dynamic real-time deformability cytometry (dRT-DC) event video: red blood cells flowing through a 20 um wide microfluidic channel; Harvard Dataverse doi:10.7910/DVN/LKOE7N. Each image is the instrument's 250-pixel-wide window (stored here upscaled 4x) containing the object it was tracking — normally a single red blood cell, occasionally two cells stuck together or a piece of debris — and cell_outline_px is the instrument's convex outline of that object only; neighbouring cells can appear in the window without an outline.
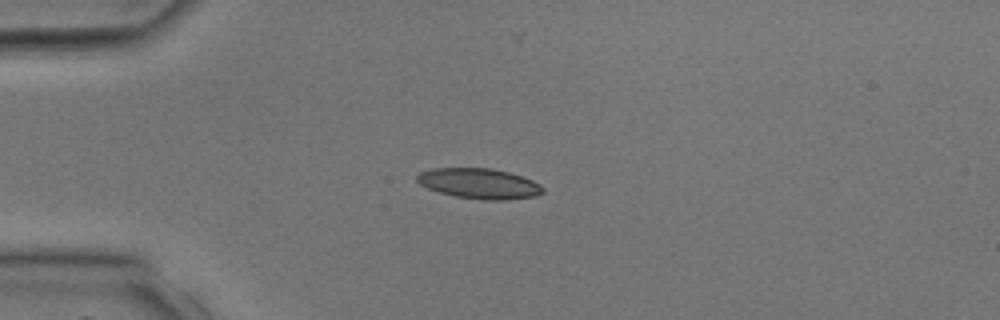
{"species": "common noctule bat (a hibernating species)", "species_latin": "Nyctalus noctula", "temperature_condition": "room temperature", "stored_images_in_passage": 36, "camera_frame_rate_fps": 3000, "um_per_image_px": 0.085, "animal": {"sex": "male", "body_mass_g": 17.9, "forearm_length_mm": 54.2}, "frame": {"image": 1, "passage_image": 8, "time_ms": 2.333, "image_size_px": [1000, 320], "cell_outline_px": [[544, 192], [536, 196], [504, 200], [480, 200], [456, 196], [440, 192], [428, 188], [420, 184], [416, 180], [416, 176], [420, 172], [432, 168], [492, 168], [508, 172], [532, 180], [540, 184], [544, 188]], "centroid_in_image_um": [40.74, 15.6], "position_along_channel_um": 44.3, "area_um2": 22.25}}
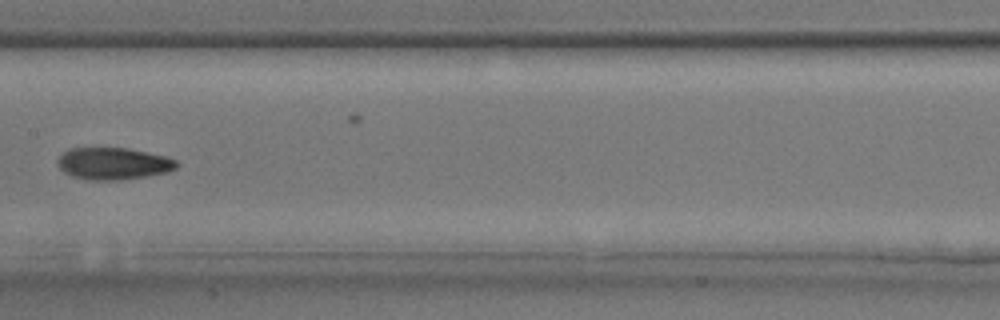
{"frame": {"image": 2, "passage_image": 18, "time_ms": 5.667, "image_size_px": [1000, 320], "cell_outline_px": [[180, 164], [176, 168], [168, 172], [120, 180], [88, 180], [72, 176], [64, 172], [56, 164], [56, 160], [68, 148], [128, 148], [164, 156], [176, 160]], "centroid_in_image_um": [9.61, 13.9], "position_along_channel_um": 197.8, "area_um2": 22.2}}
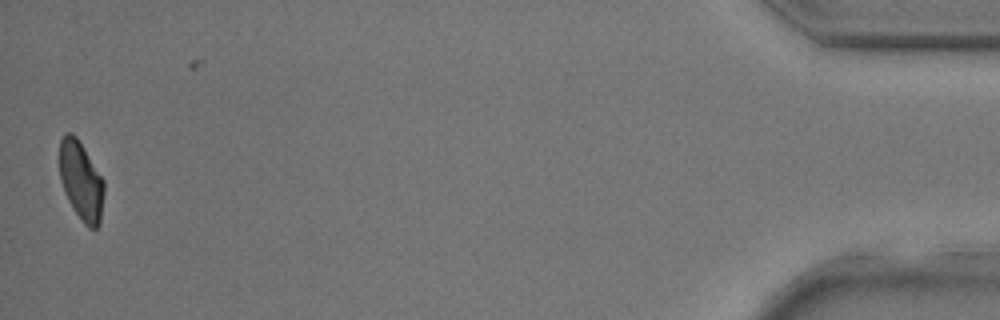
{"frame": {"image": 3, "passage_image": 36, "time_ms": 11.667, "image_size_px": [1000, 320], "cell_outline_px": [[104, 192], [100, 224], [96, 228], [88, 228], [84, 224], [72, 208], [64, 192], [60, 180], [60, 140], [68, 132], [72, 132], [76, 136], [104, 180]], "centroid_in_image_um": [6.9, 15.4], "position_along_channel_um": 428.3, "area_um2": 20.4}}